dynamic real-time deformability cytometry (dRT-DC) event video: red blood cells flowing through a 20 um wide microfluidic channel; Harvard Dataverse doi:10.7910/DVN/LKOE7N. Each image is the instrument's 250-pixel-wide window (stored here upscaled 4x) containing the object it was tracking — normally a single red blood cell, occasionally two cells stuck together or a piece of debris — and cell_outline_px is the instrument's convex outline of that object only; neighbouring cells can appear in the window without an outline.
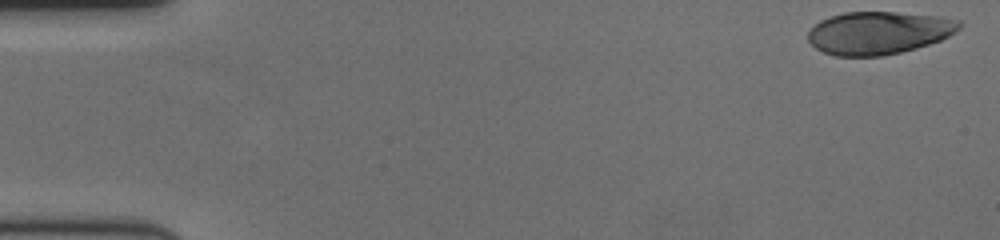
{"species": "human", "species_latin": "Homo sapiens", "temperature_condition": "cold", "stored_images_in_passage": 59, "camera_frame_rate_fps": 3000, "um_per_image_px": 0.085, "donor": {"sex": "female"}, "frame": {"image": 1, "passage_image": 1, "time_ms": 0.0, "image_size_px": [1000, 240], "cell_outline_px": [[960, 28], [956, 32], [940, 40], [916, 48], [884, 56], [836, 56], [824, 52], [816, 48], [808, 40], [808, 32], [820, 20], [844, 12], [896, 12], [940, 16], [960, 20]], "centroid_in_image_um": [74.7, 2.79], "position_along_channel_um": 10.3, "area_um2": 37.63}}
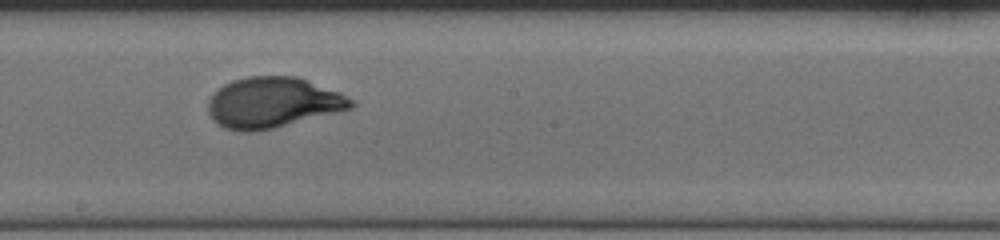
{"frame": {"image": 2, "passage_image": 33, "time_ms": 10.667, "image_size_px": [1000, 240], "cell_outline_px": [[356, 104], [352, 108], [272, 128], [252, 132], [240, 132], [224, 128], [216, 124], [212, 120], [208, 112], [208, 100], [212, 92], [224, 84], [232, 80], [248, 76], [296, 76], [340, 92], [352, 100]], "centroid_in_image_um": [23.12, 8.71], "position_along_channel_um": 225.1, "area_um2": 42.19}}
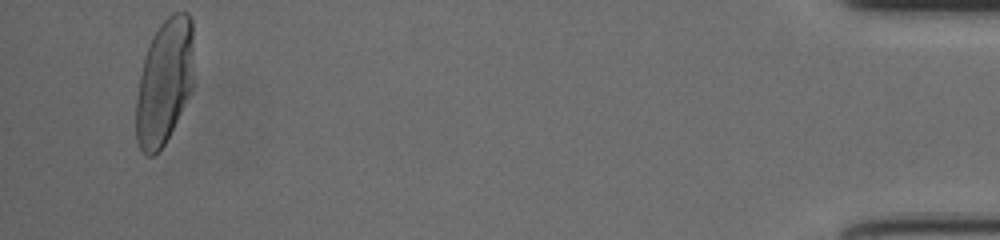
{"frame": {"image": 3, "passage_image": 57, "time_ms": 18.667, "image_size_px": [1000, 240], "cell_outline_px": [[192, 88], [164, 144], [152, 156], [148, 156], [140, 148], [136, 140], [136, 100], [140, 76], [144, 56], [148, 44], [152, 36], [160, 24], [172, 12], [188, 12], [192, 20]], "centroid_in_image_um": [13.95, 6.91], "position_along_channel_um": 421.2, "area_um2": 41.73}, "authors_computed_cell_mechanics": {"area_um2": 40.8068, "velocity_mm_per_s": 3.4619, "shape_relaxation_time_tau1_ms": 3.4149, "shape_relaxation_time_tau2_ms": null, "deformation_change_tau1": 0.2063, "deformation_change_tau2": null}}